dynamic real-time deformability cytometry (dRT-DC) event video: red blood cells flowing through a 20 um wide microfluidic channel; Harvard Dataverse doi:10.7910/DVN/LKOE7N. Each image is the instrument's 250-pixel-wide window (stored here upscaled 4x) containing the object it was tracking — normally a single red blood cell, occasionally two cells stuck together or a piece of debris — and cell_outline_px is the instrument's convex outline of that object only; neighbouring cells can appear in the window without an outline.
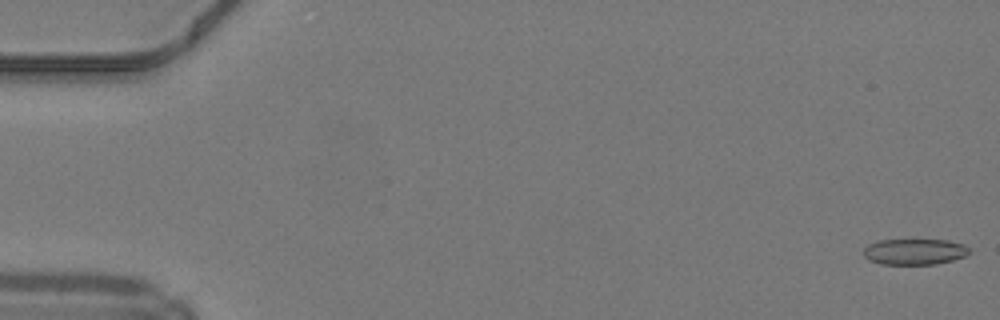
{"species": "common noctule bat (a hibernating species)", "species_latin": "Nyctalus noctula", "temperature_condition": "warm", "stored_images_in_passage": 11, "camera_frame_rate_fps": 3000, "um_per_image_px": 0.085, "animal": {"sex": "male", "body_mass_g": 19.2, "forearm_length_mm": 51.8}, "frame": {"image": 1, "passage_image": 1, "time_ms": 0.0, "image_size_px": [1000, 320], "cell_outline_px": [[968, 252], [964, 256], [952, 260], [936, 264], [880, 264], [864, 256], [864, 248], [868, 244], [880, 240], [948, 240], [964, 244], [968, 248]], "centroid_in_image_um": [77.73, 21.39], "position_along_channel_um": 7.3, "area_um2": 15.78}}